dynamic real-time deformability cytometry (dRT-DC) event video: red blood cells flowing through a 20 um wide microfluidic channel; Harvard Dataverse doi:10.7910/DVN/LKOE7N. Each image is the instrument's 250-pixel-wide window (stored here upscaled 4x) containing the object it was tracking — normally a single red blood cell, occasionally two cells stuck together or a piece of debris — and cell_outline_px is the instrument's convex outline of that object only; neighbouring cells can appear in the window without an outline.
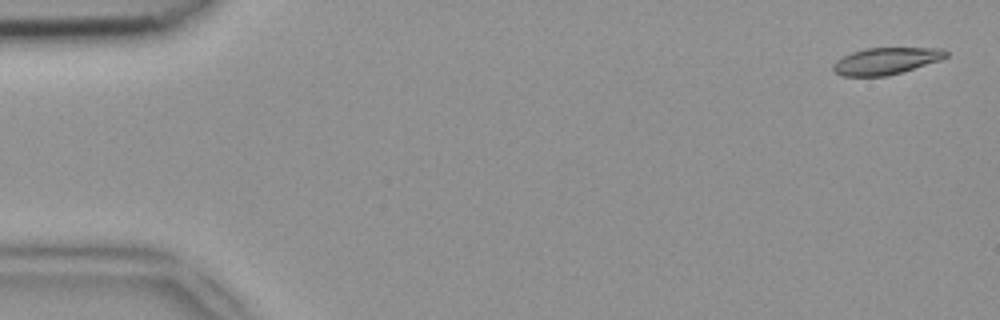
{"species": "common noctule bat (a hibernating species)", "species_latin": "Nyctalus noctula", "temperature_condition": "room temperature", "stored_images_in_passage": 49, "camera_frame_rate_fps": 3000, "um_per_image_px": 0.085, "animal": {"sex": "female", "body_mass_g": 18.4}, "frame": {"image": 1, "passage_image": 1, "time_ms": 0.0, "image_size_px": [1000, 320], "cell_outline_px": [[948, 56], [940, 60], [888, 76], [844, 76], [836, 72], [832, 68], [832, 64], [836, 60], [852, 52], [864, 48], [944, 48], [948, 52]], "centroid_in_image_um": [75.31, 5.17], "position_along_channel_um": 9.7, "area_um2": 17.57}}
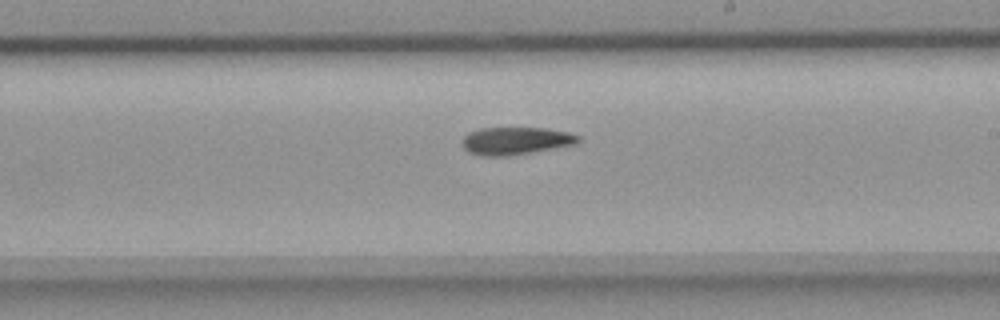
{"frame": {"image": 2, "passage_image": 28, "time_ms": 9.0, "image_size_px": [1000, 320], "cell_outline_px": [[580, 140], [576, 144], [508, 156], [480, 156], [468, 152], [460, 144], [460, 140], [468, 132], [480, 128], [544, 128], [568, 132], [580, 136]], "centroid_in_image_um": [43.77, 11.97], "position_along_channel_um": 245.2, "area_um2": 18.79}}
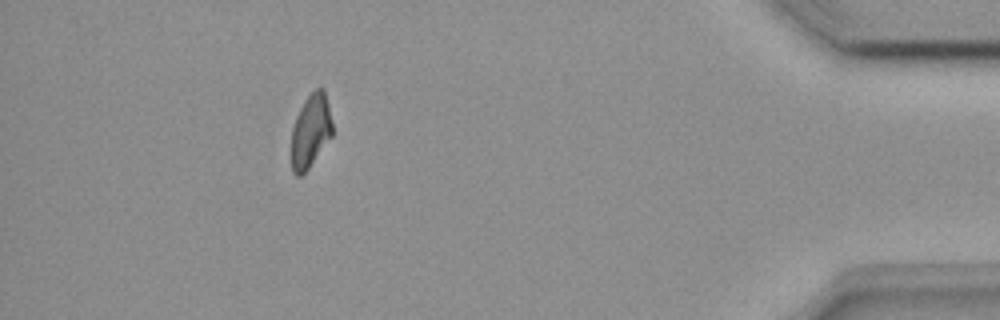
{"frame": {"image": 3, "passage_image": 44, "time_ms": 14.333, "image_size_px": [1000, 320], "cell_outline_px": [[332, 136], [308, 168], [300, 176], [296, 176], [292, 172], [292, 128], [296, 116], [304, 100], [316, 88], [324, 88], [328, 104], [332, 124]], "centroid_in_image_um": [26.4, 11.12], "position_along_channel_um": 408.8, "area_um2": 17.34}}